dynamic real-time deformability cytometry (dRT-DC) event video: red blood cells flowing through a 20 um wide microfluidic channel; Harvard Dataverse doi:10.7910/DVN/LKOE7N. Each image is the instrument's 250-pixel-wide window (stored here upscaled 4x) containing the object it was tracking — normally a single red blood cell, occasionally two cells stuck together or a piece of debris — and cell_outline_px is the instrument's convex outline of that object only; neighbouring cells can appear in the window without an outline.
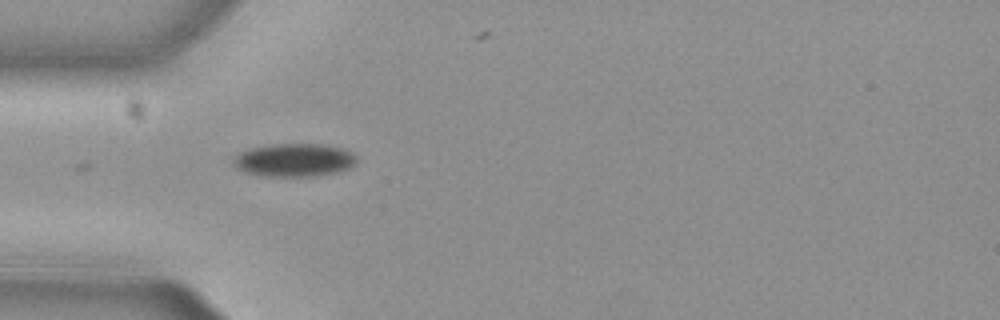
{"species": "common noctule bat (a hibernating species)", "species_latin": "Nyctalus noctula", "temperature_condition": "cold", "stored_images_in_passage": 4, "camera_frame_rate_fps": 3000, "um_per_image_px": 0.085, "animal": {"sex": "female", "body_mass_g": 29.2, "forearm_length_mm": 56.3}, "frame": {"image": 1, "passage_image": 1, "time_ms": 0.0, "image_size_px": [1000, 320], "cell_outline_px": [[356, 160], [348, 168], [336, 172], [312, 176], [260, 176], [244, 172], [236, 168], [232, 160], [240, 152], [252, 148], [272, 144], [320, 144], [340, 148], [352, 152], [356, 156]], "centroid_in_image_um": [24.96, 13.61], "position_along_channel_um": 60.0, "area_um2": 23.58}}